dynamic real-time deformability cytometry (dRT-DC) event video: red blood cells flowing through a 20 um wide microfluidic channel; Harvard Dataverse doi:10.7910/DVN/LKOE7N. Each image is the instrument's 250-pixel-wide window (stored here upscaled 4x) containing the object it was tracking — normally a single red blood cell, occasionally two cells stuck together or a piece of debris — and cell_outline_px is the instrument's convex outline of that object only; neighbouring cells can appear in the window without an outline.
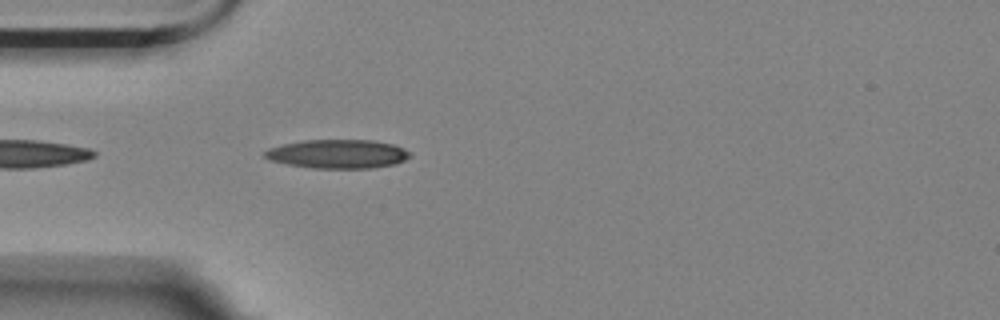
{"species": "Egyptian fruit bat (a non-hibernating species)", "species_latin": "Rousettus aegyptiacus", "temperature_condition": "room temperature", "stored_images_in_passage": 37, "camera_frame_rate_fps": 3000, "um_per_image_px": 0.085, "animal": {"sex": "female"}, "frame": {"image": 1, "passage_image": 1, "time_ms": 0.0, "image_size_px": [1000, 320], "cell_outline_px": [[412, 156], [396, 164], [372, 168], [312, 168], [288, 164], [268, 160], [264, 156], [264, 152], [268, 148], [284, 144], [304, 140], [372, 140], [392, 144], [404, 148], [412, 152]], "centroid_in_image_um": [28.73, 13.08], "position_along_channel_um": 56.3, "area_um2": 24.51}}
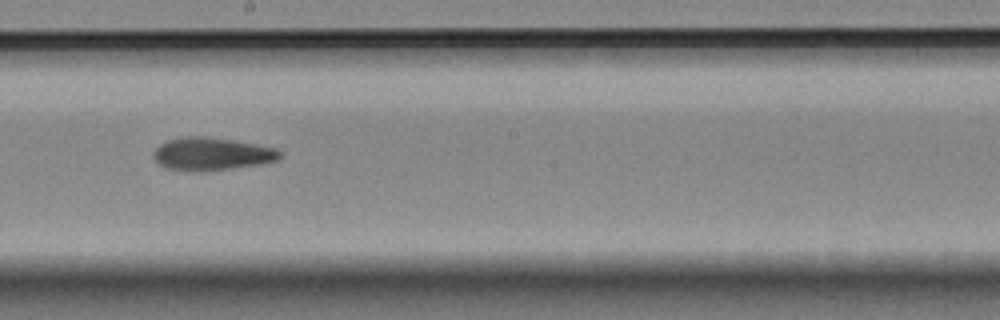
{"frame": {"image": 2, "passage_image": 16, "time_ms": 5.0, "image_size_px": [1000, 320], "cell_outline_px": [[280, 156], [276, 160], [260, 164], [232, 168], [164, 168], [152, 156], [152, 152], [160, 144], [168, 140], [184, 136], [204, 136], [232, 140], [276, 148], [280, 152]], "centroid_in_image_um": [17.99, 13.03], "position_along_channel_um": 230.2, "area_um2": 23.06}}
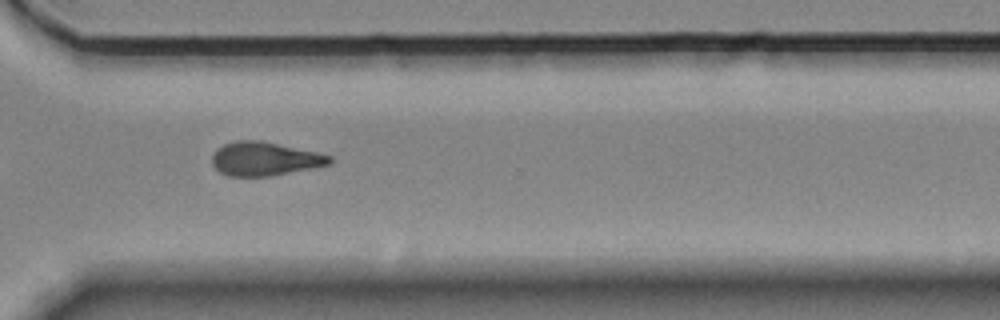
{"frame": {"image": 3, "passage_image": 26, "time_ms": 8.333, "image_size_px": [1000, 320], "cell_outline_px": [[332, 164], [312, 168], [268, 176], [228, 176], [220, 172], [212, 164], [212, 156], [216, 148], [224, 144], [236, 140], [260, 140], [316, 152], [332, 156]], "centroid_in_image_um": [22.48, 13.49], "position_along_channel_um": 348.1, "area_um2": 23.0}, "authors_computed_cell_mechanics": {"area_um2": 23.8136, "velocity_mm_per_s": 3.5466, "shape_relaxation_time_tau1_ms": 10.6751, "shape_relaxation_time_tau2_ms": 6.0417, "deformation_change_tau1": 0.2144, "deformation_change_tau2": 0.1512}}